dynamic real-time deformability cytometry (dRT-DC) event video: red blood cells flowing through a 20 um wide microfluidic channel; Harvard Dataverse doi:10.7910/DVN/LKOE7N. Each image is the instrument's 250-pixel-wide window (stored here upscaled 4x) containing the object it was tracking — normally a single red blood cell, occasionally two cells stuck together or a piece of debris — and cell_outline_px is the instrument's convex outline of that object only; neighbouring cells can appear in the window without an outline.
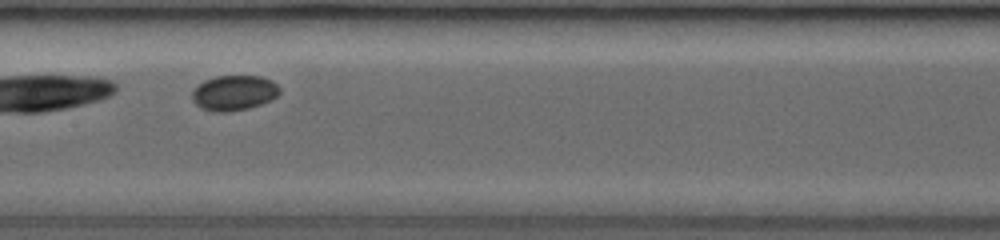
{"species": "common noctule bat (a hibernating species)", "species_latin": "Nyctalus noctula", "temperature_condition": "room temperature", "stored_images_in_passage": 10, "camera_frame_rate_fps": 3000, "um_per_image_px": 0.085, "animal": {"sex": "female", "body_mass_g": 19.0, "forearm_length_mm": 53.3}, "frame": {"image": 1, "passage_image": 6, "time_ms": 4.333, "image_size_px": [1000, 240], "cell_outline_px": [[280, 92], [272, 100], [248, 108], [224, 112], [216, 112], [200, 108], [192, 100], [192, 92], [196, 84], [204, 80], [216, 76], [260, 76], [272, 80], [280, 88]], "centroid_in_image_um": [19.87, 7.88], "position_along_channel_um": 187.5, "area_um2": 18.03}}
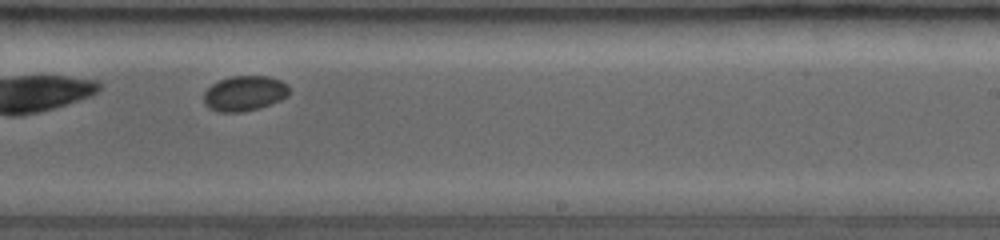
{"frame": {"image": 2, "passage_image": 9, "time_ms": 6.333, "image_size_px": [1000, 240], "cell_outline_px": [[288, 96], [280, 100], [256, 108], [240, 112], [220, 112], [208, 108], [204, 104], [204, 92], [212, 84], [220, 80], [232, 76], [268, 76], [280, 80], [288, 84]], "centroid_in_image_um": [20.76, 7.93], "position_along_channel_um": 268.2, "area_um2": 17.34}}